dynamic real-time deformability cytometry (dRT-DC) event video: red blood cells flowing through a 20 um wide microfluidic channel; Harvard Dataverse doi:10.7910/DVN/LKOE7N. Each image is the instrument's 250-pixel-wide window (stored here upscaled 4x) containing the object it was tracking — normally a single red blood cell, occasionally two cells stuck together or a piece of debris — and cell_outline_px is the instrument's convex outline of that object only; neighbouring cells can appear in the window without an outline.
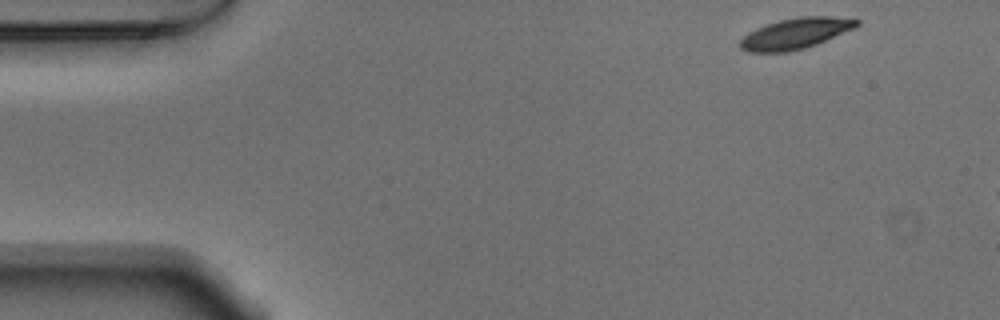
{"species": "Egyptian fruit bat (a non-hibernating species)", "species_latin": "Rousettus aegyptiacus", "temperature_condition": "warm", "stored_images_in_passage": 7, "camera_frame_rate_fps": 3000, "um_per_image_px": 0.085, "animal": {"sex": "male"}, "frame": {"image": 1, "passage_image": 1, "time_ms": 0.0, "image_size_px": [1000, 320], "cell_outline_px": [[860, 24], [856, 28], [816, 44], [804, 48], [788, 52], [748, 52], [740, 48], [740, 40], [748, 32], [756, 28], [780, 20], [800, 16], [832, 16], [860, 20]], "centroid_in_image_um": [67.64, 2.84], "position_along_channel_um": 17.4, "area_um2": 20.92}}